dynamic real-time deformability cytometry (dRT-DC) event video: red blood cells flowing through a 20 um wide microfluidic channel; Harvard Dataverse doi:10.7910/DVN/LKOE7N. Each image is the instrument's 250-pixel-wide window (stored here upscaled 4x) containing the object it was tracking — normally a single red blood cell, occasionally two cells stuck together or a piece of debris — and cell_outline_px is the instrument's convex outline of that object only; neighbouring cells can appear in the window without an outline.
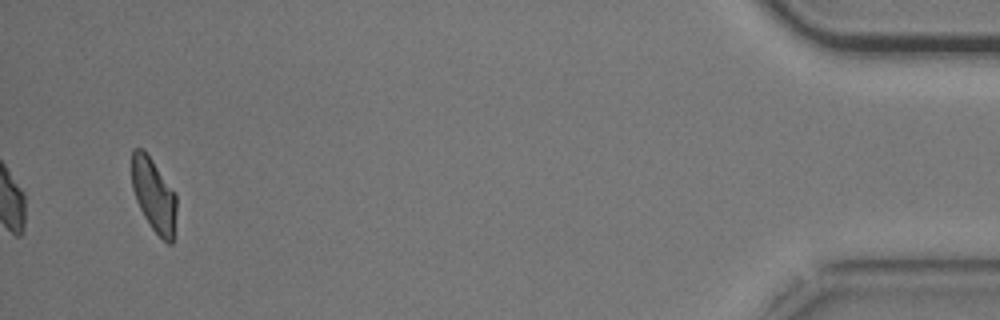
{"species": "common noctule bat (a hibernating species)", "species_latin": "Nyctalus noctula", "temperature_condition": "cold", "stored_images_in_passage": 42, "camera_frame_rate_fps": 3000, "um_per_image_px": 0.085, "animal": {"sex": "male", "body_mass_g": 20.5, "forearm_length_mm": 52.5}, "frame": {"image": 1, "passage_image": 42, "time_ms": 13.667, "image_size_px": [1000, 320], "cell_outline_px": [[176, 212], [172, 244], [168, 244], [152, 228], [144, 216], [136, 200], [132, 188], [132, 148], [140, 148], [152, 160], [176, 192]], "centroid_in_image_um": [13.08, 16.58], "position_along_channel_um": 422.1, "area_um2": 18.96}, "authors_computed_cell_mechanics": {"area_um2": 21.2415, "velocity_mm_per_s": 3.6678, "shape_relaxation_time_tau1_ms": 2.7408, "shape_relaxation_time_tau2_ms": 4.1636, "deformation_change_tau1": 0.1381, "deformation_change_tau2": 0.0962}}